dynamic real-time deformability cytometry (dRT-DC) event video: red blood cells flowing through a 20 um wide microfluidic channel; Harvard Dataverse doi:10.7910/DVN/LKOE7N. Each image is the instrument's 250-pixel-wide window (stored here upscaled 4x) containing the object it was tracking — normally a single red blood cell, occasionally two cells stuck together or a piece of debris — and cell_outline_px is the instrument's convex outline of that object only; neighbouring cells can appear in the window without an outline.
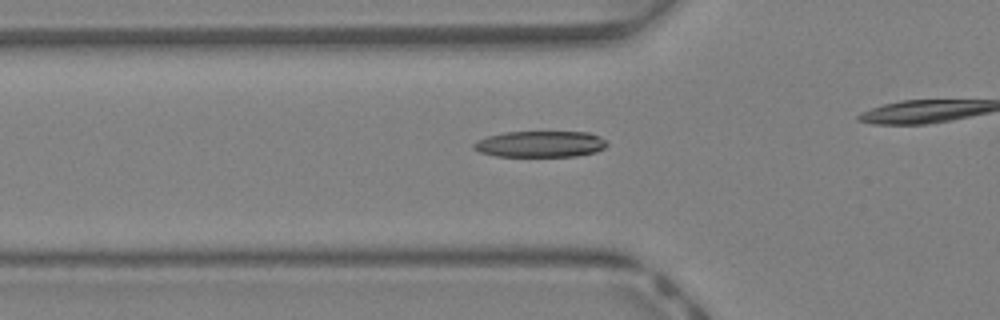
{"species": "Egyptian fruit bat (a non-hibernating species)", "species_latin": "Rousettus aegyptiacus", "temperature_condition": "warm", "stored_images_in_passage": 26, "camera_frame_rate_fps": 3000, "um_per_image_px": 0.085, "animal": {"sex": "female"}, "frame": {"image": 1, "passage_image": 7, "time_ms": 2.0, "image_size_px": [1000, 320], "cell_outline_px": [[608, 144], [604, 148], [596, 152], [576, 156], [496, 156], [480, 152], [472, 148], [472, 144], [476, 140], [488, 136], [504, 132], [592, 132], [608, 140]], "centroid_in_image_um": [45.95, 12.24], "position_along_channel_um": 79.9, "area_um2": 20.58}}
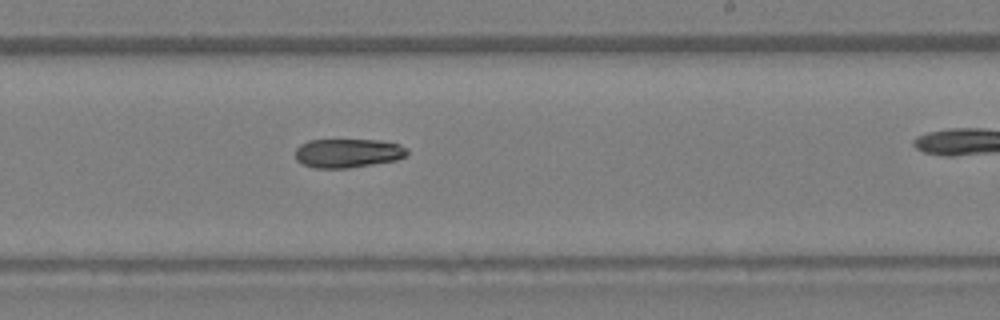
{"frame": {"image": 2, "passage_image": 18, "time_ms": 5.667, "image_size_px": [1000, 320], "cell_outline_px": [[408, 152], [404, 156], [396, 160], [348, 168], [316, 168], [304, 164], [296, 160], [296, 148], [300, 144], [308, 140], [380, 140], [400, 144], [408, 148]], "centroid_in_image_um": [29.57, 13.0], "position_along_channel_um": 259.4, "area_um2": 18.84}}
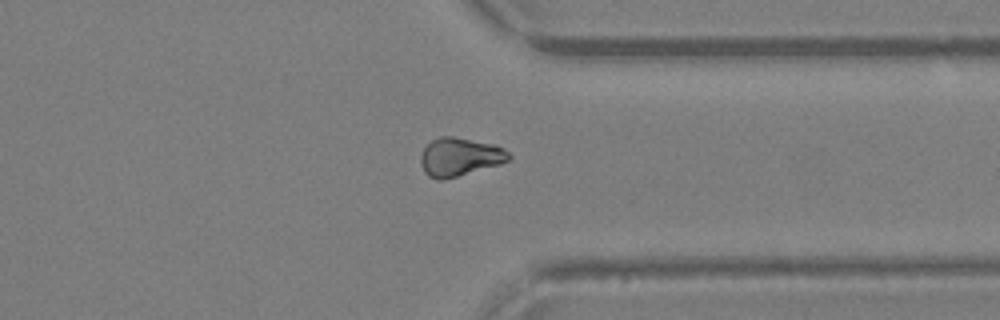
{"frame": {"image": 3, "passage_image": 25, "time_ms": 8.0, "image_size_px": [1000, 320], "cell_outline_px": [[512, 156], [508, 160], [500, 164], [444, 180], [436, 180], [428, 176], [424, 172], [420, 164], [420, 156], [424, 148], [432, 140], [440, 136], [452, 136], [496, 144], [504, 148]], "centroid_in_image_um": [39.07, 13.34], "position_along_channel_um": 372.3, "area_um2": 19.88}}